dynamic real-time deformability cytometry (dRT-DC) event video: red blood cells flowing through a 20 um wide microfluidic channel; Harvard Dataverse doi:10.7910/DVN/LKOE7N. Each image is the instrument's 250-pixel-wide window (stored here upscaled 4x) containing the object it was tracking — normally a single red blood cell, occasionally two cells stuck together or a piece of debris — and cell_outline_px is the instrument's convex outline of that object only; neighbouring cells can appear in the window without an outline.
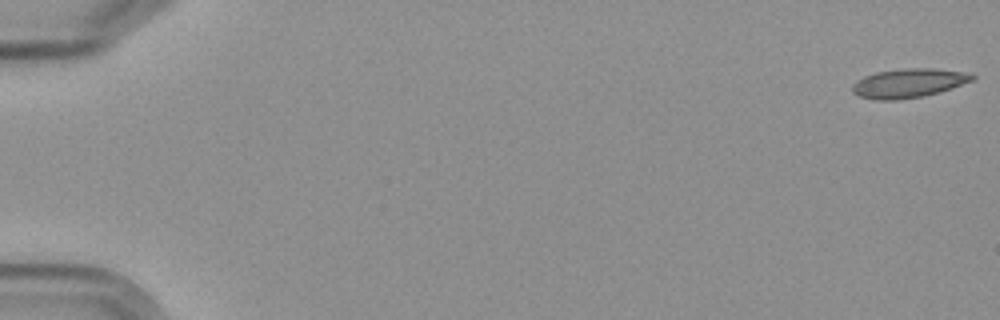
{"species": "Egyptian fruit bat (a non-hibernating species)", "species_latin": "Rousettus aegyptiacus", "temperature_condition": "cold", "stored_images_in_passage": 6, "camera_frame_rate_fps": 3000, "um_per_image_px": 0.085, "frame": {"image": 1, "passage_image": 1, "time_ms": 0.0, "image_size_px": [1000, 320], "cell_outline_px": [[976, 76], [972, 80], [940, 92], [924, 96], [896, 100], [876, 100], [860, 96], [852, 92], [852, 88], [864, 76], [876, 72], [912, 68], [932, 68], [972, 72]], "centroid_in_image_um": [77.29, 7.06], "position_along_channel_um": 7.7, "area_um2": 20.11}}